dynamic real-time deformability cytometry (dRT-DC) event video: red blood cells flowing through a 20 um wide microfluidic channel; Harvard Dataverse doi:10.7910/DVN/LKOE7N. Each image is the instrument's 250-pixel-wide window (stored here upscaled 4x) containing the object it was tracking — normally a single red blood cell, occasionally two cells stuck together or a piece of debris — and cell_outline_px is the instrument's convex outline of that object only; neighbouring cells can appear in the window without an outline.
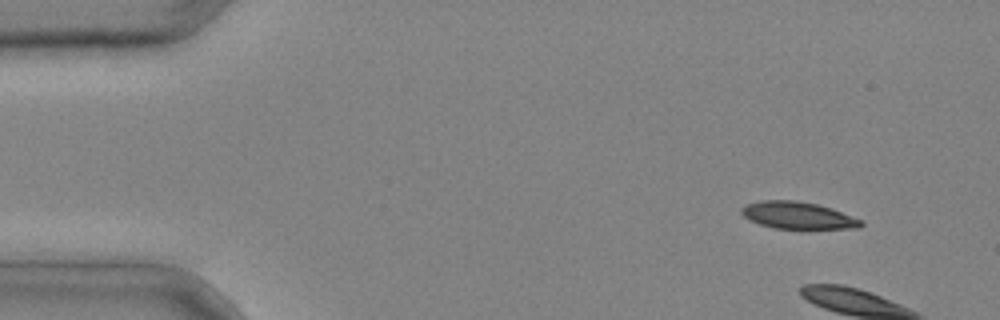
{"species": "common noctule bat (a hibernating species)", "species_latin": "Nyctalus noctula", "temperature_condition": "cold", "stored_images_in_passage": 3, "camera_frame_rate_fps": 3000, "um_per_image_px": 0.085, "animal": {"sex": "male", "body_mass_g": 20.4}, "frame": {"image": 1, "passage_image": 1, "time_ms": 0.0, "image_size_px": [1000, 320], "cell_outline_px": [[864, 224], [860, 228], [772, 228], [748, 220], [740, 212], [740, 208], [744, 204], [760, 200], [796, 200], [816, 204], [832, 208], [864, 220]], "centroid_in_image_um": [67.8, 18.29], "position_along_channel_um": 17.2, "area_um2": 19.02}}